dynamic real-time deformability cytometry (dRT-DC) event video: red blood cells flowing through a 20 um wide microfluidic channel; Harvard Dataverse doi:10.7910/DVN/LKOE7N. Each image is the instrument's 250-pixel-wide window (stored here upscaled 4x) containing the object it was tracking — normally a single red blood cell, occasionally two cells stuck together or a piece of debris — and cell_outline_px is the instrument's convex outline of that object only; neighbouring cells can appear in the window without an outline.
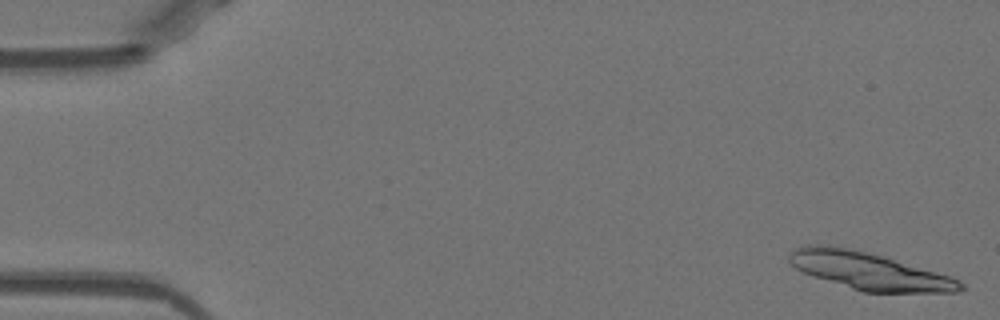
{"species": "Egyptian fruit bat (a non-hibernating species)", "species_latin": "Rousettus aegyptiacus", "temperature_condition": "warm", "stored_images_in_passage": 5, "camera_frame_rate_fps": 3000, "um_per_image_px": 0.085, "animal": {"sex": "female"}, "frame": {"image": 1, "passage_image": 1, "time_ms": 0.0, "image_size_px": [1000, 320], "cell_outline_px": [[964, 288], [960, 292], [864, 292], [804, 272], [796, 268], [788, 260], [788, 256], [796, 248], [808, 244], [828, 244], [884, 256], [948, 276], [960, 280], [964, 284]], "centroid_in_image_um": [73.88, 23.02], "position_along_channel_um": 11.1, "area_um2": 36.47}}